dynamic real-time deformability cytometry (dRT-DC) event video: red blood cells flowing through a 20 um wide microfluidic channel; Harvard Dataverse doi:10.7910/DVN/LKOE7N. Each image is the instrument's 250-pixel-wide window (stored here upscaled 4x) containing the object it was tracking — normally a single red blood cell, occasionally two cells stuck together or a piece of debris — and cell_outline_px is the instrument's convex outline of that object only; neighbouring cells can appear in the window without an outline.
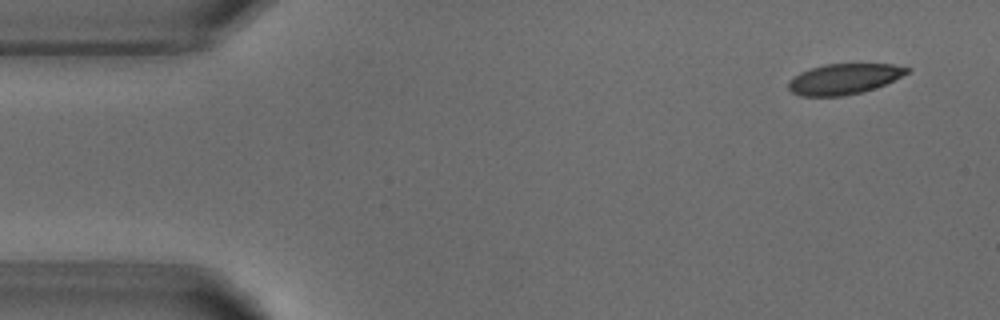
{"species": "common noctule bat (a hibernating species)", "species_latin": "Nyctalus noctula", "temperature_condition": "warm", "stored_images_in_passage": 3, "camera_frame_rate_fps": 3000, "um_per_image_px": 0.085, "animal": {"sex": "male", "body_mass_g": 18.8}, "frame": {"image": 1, "passage_image": 1, "time_ms": 0.0, "image_size_px": [1000, 320], "cell_outline_px": [[912, 68], [908, 72], [884, 84], [864, 92], [844, 96], [800, 96], [792, 92], [788, 88], [788, 80], [800, 72], [824, 64], [892, 64]], "centroid_in_image_um": [71.7, 6.72], "position_along_channel_um": 13.3, "area_um2": 21.04}}